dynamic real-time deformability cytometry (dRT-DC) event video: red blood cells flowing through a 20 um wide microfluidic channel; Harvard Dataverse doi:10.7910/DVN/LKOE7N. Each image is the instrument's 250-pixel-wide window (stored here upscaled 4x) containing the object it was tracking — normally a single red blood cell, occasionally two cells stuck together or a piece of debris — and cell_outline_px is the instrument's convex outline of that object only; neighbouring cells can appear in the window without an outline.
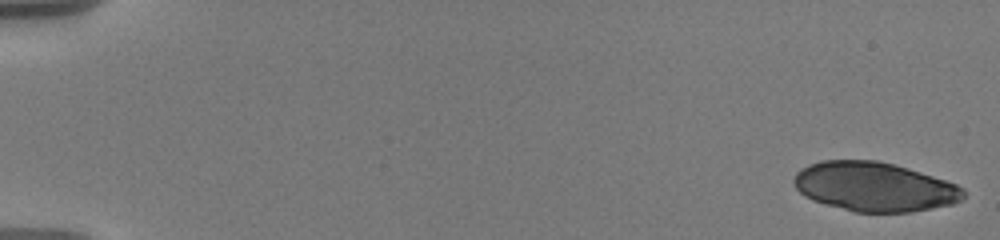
{"species": "human", "species_latin": "Homo sapiens", "temperature_condition": "warm", "stored_images_in_passage": 9, "camera_frame_rate_fps": 3000, "um_per_image_px": 0.085, "donor": {"sex": "male"}, "frame": {"image": 1, "passage_image": 1, "time_ms": 0.0, "image_size_px": [1000, 240], "cell_outline_px": [[964, 196], [960, 200], [952, 204], [912, 212], [852, 212], [824, 204], [812, 200], [804, 196], [796, 188], [792, 180], [796, 172], [800, 168], [808, 164], [820, 160], [876, 160], [908, 168], [956, 184], [964, 188]], "centroid_in_image_um": [74.27, 15.87], "position_along_channel_um": 10.7, "area_um2": 48.78}}